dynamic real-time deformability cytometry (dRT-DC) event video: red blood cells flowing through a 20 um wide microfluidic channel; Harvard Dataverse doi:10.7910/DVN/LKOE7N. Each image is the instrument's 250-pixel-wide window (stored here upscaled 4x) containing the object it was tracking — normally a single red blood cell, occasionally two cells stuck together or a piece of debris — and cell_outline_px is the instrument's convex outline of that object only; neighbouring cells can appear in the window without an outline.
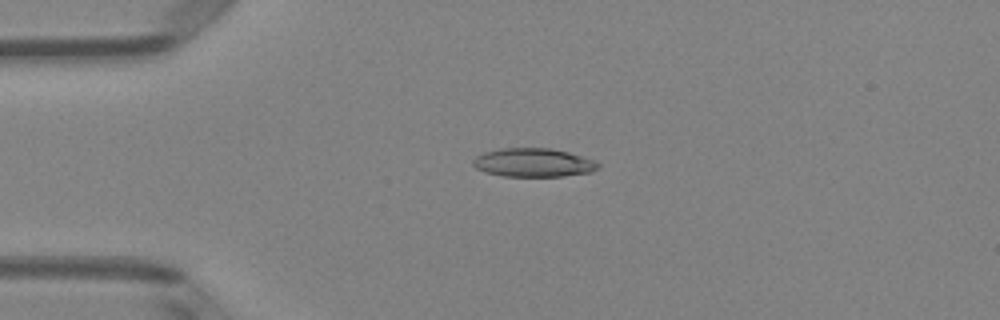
{"species": "Egyptian fruit bat (a non-hibernating species)", "species_latin": "Rousettus aegyptiacus", "temperature_condition": "room temperature", "stored_images_in_passage": 50, "camera_frame_rate_fps": 3000, "um_per_image_px": 0.085, "animal": {"sex": "female"}, "frame": {"image": 1, "passage_image": 12, "time_ms": 3.667, "image_size_px": [1000, 320], "cell_outline_px": [[600, 164], [592, 172], [564, 176], [504, 176], [484, 172], [476, 168], [472, 164], [472, 160], [476, 156], [484, 152], [500, 148], [552, 148], [568, 152], [596, 160]], "centroid_in_image_um": [45.33, 13.81], "position_along_channel_um": 39.7, "area_um2": 20.98}}
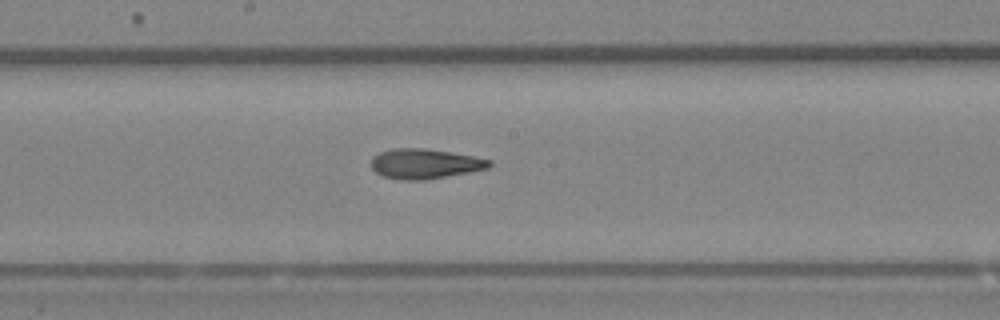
{"frame": {"image": 2, "passage_image": 27, "time_ms": 8.667, "image_size_px": [1000, 320], "cell_outline_px": [[492, 164], [488, 168], [468, 172], [424, 180], [400, 180], [380, 176], [372, 168], [372, 156], [380, 152], [392, 148], [424, 148], [452, 152], [492, 160]], "centroid_in_image_um": [36.08, 13.91], "position_along_channel_um": 212.1, "area_um2": 20.63}}
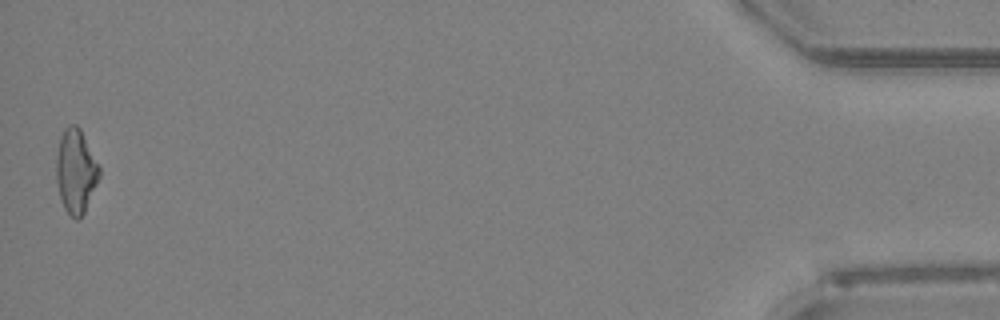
{"frame": {"image": 3, "passage_image": 50, "time_ms": 16.333, "image_size_px": [1000, 320], "cell_outline_px": [[100, 176], [84, 212], [76, 220], [64, 208], [60, 196], [56, 180], [56, 156], [60, 136], [64, 128], [68, 124], [76, 124], [80, 128], [100, 168]], "centroid_in_image_um": [6.43, 14.51], "position_along_channel_um": 428.8, "area_um2": 20.87}, "authors_computed_cell_mechanics": {"area_um2": 20.6057, "velocity_mm_per_s": 4.0362, "shape_relaxation_time_tau1_ms": 3.4358, "shape_relaxation_time_tau2_ms": 2.5242, "deformation_change_tau1": 0.1587, "deformation_change_tau2": 0.1229}}